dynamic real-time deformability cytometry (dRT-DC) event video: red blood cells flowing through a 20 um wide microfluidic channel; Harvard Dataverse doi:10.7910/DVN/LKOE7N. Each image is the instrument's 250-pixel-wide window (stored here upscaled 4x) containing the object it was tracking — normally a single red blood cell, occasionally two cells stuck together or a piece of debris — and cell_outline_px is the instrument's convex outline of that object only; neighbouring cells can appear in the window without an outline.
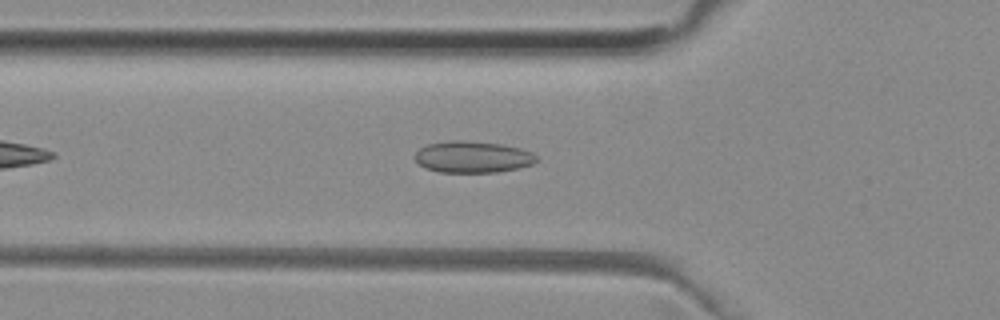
{"species": "common noctule bat (a hibernating species)", "species_latin": "Nyctalus noctula", "temperature_condition": "room temperature", "stored_images_in_passage": 38, "camera_frame_rate_fps": 3000, "um_per_image_px": 0.085, "animal": {"sex": "female", "body_mass_g": 29.2, "forearm_length_mm": 56.3}, "frame": {"image": 1, "passage_image": 6, "time_ms": 1.667, "image_size_px": [1000, 320], "cell_outline_px": [[540, 160], [532, 164], [520, 168], [496, 172], [440, 172], [424, 168], [412, 156], [420, 148], [428, 144], [448, 140], [464, 140], [500, 144], [520, 148], [532, 152]], "centroid_in_image_um": [40.17, 13.34], "position_along_channel_um": 85.6, "area_um2": 22.54}}
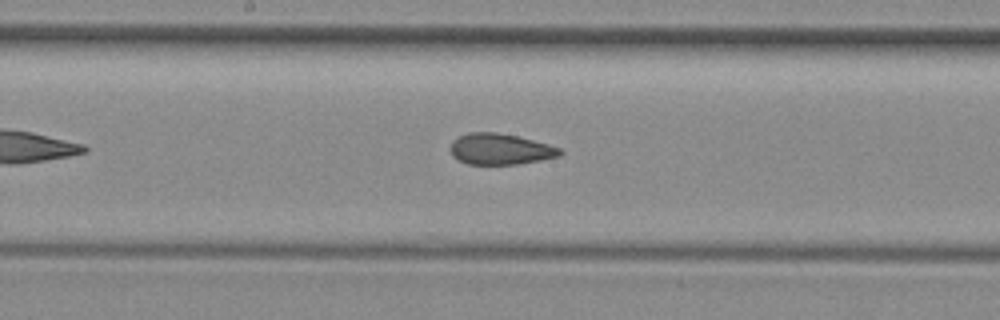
{"frame": {"image": 2, "passage_image": 15, "time_ms": 4.667, "image_size_px": [1000, 320], "cell_outline_px": [[564, 152], [560, 156], [540, 160], [516, 164], [468, 164], [452, 156], [448, 148], [452, 140], [468, 132], [496, 132], [516, 136], [548, 144], [560, 148]], "centroid_in_image_um": [42.49, 12.67], "position_along_channel_um": 205.7, "area_um2": 19.83}}
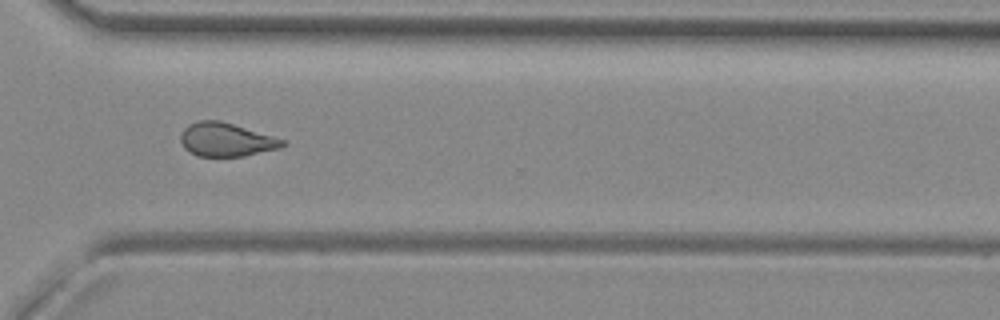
{"frame": {"image": 3, "passage_image": 26, "time_ms": 8.333, "image_size_px": [1000, 320], "cell_outline_px": [[284, 144], [280, 148], [244, 156], [196, 156], [184, 148], [180, 140], [180, 136], [184, 128], [188, 124], [200, 120], [220, 120], [272, 136], [284, 140]], "centroid_in_image_um": [19.17, 11.87], "position_along_channel_um": 351.4, "area_um2": 19.77}, "authors_computed_cell_mechanics": {"area_um2": 20.2011, "velocity_mm_per_s": 3.9796, "shape_relaxation_time_tau1_ms": null, "shape_relaxation_time_tau2_ms": 2.1362, "deformation_change_tau1": null, "deformation_change_tau2": 0.0876}}